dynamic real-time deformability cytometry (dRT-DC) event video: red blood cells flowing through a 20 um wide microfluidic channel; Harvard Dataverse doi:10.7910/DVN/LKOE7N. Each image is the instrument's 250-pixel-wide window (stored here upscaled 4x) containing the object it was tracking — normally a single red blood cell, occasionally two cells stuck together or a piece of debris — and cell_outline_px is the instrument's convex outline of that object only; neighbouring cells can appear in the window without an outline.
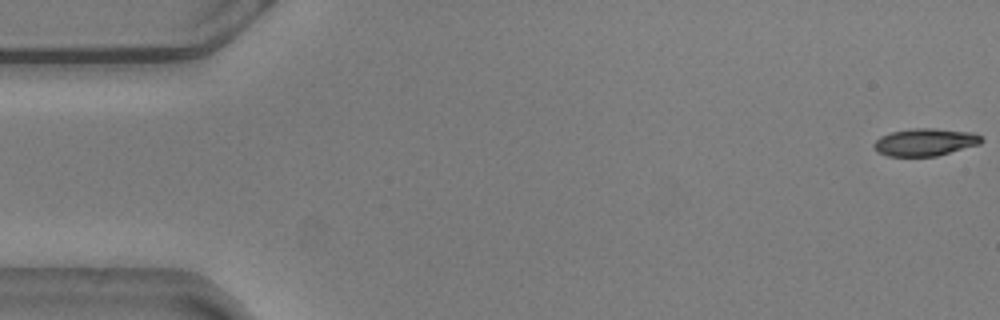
{"species": "common noctule bat (a hibernating species)", "species_latin": "Nyctalus noctula", "temperature_condition": "warm", "stored_images_in_passage": 56, "camera_frame_rate_fps": 3000, "um_per_image_px": 0.085, "animal": {"sex": "male", "body_mass_g": 20.5, "forearm_length_mm": 52.5}, "frame": {"image": 1, "passage_image": 1, "time_ms": 0.0, "image_size_px": [1000, 320], "cell_outline_px": [[984, 140], [980, 144], [936, 156], [888, 156], [876, 152], [872, 144], [880, 136], [892, 132], [912, 128], [932, 128], [972, 132], [980, 136]], "centroid_in_image_um": [78.61, 12.08], "position_along_channel_um": 6.4, "area_um2": 17.22}}
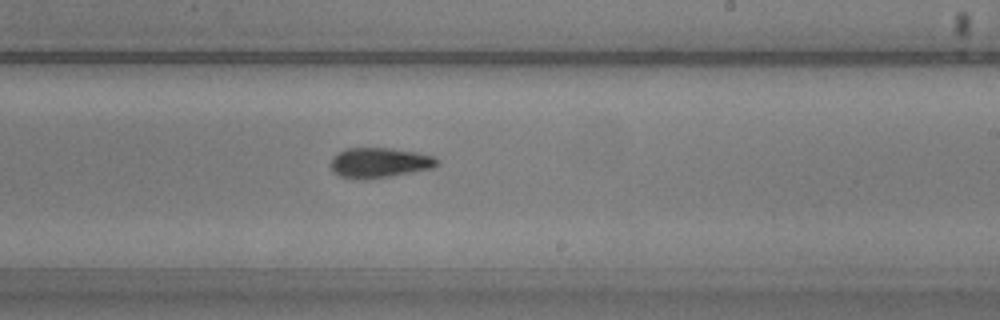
{"frame": {"image": 2, "passage_image": 33, "time_ms": 10.667, "image_size_px": [1000, 320], "cell_outline_px": [[436, 164], [432, 168], [412, 172], [388, 176], [340, 176], [332, 172], [328, 164], [332, 156], [336, 152], [348, 148], [392, 148], [416, 152], [432, 156], [436, 160]], "centroid_in_image_um": [32.18, 13.78], "position_along_channel_um": 256.8, "area_um2": 17.98}}
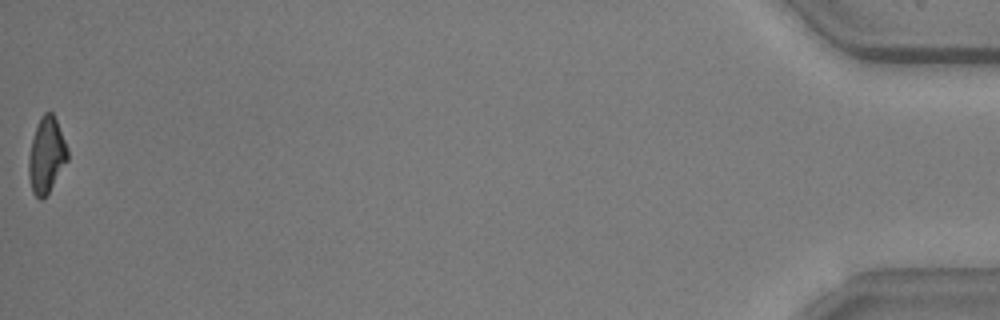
{"frame": {"image": 3, "passage_image": 56, "time_ms": 18.333, "image_size_px": [1000, 320], "cell_outline_px": [[68, 160], [48, 192], [40, 200], [32, 192], [28, 176], [28, 156], [32, 140], [40, 116], [44, 112], [52, 112], [56, 120], [68, 148]], "centroid_in_image_um": [3.94, 13.19], "position_along_channel_um": 431.3, "area_um2": 16.99}, "authors_computed_cell_mechanics": {"area_um2": 17.8602, "velocity_mm_per_s": 3.6229, "shape_relaxation_time_tau1_ms": 3.7556, "shape_relaxation_time_tau2_ms": null, "deformation_change_tau1": 0.1577, "deformation_change_tau2": null}}